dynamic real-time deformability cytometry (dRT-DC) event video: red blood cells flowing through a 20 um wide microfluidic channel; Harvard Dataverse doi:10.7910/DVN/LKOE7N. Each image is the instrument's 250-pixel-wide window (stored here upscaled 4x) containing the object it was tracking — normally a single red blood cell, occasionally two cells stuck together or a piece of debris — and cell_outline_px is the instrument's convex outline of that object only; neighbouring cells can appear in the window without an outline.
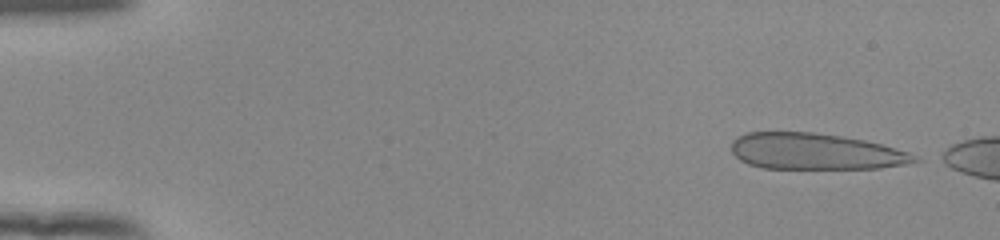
{"species": "human", "species_latin": "Homo sapiens", "temperature_condition": "room temperature", "stored_images_in_passage": 48, "camera_frame_rate_fps": 3000, "um_per_image_px": 0.085, "donor": {"sex": "female"}, "frame": {"image": 1, "passage_image": 1, "time_ms": 0.0, "image_size_px": [1000, 240], "cell_outline_px": [[924, 160], [904, 164], [880, 168], [760, 168], [748, 164], [740, 160], [732, 152], [732, 140], [748, 132], [812, 132], [840, 136], [864, 140], [880, 144], [908, 152], [920, 156]], "centroid_in_image_um": [69.32, 12.88], "position_along_channel_um": 15.7, "area_um2": 38.55}}
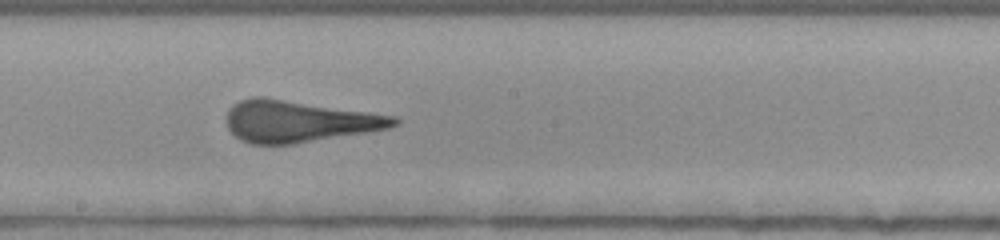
{"frame": {"image": 2, "passage_image": 27, "time_ms": 8.667, "image_size_px": [1000, 240], "cell_outline_px": [[400, 124], [388, 128], [368, 132], [292, 144], [252, 144], [240, 140], [228, 128], [228, 108], [232, 104], [240, 100], [252, 96], [260, 96], [396, 116], [400, 120]], "centroid_in_image_um": [25.39, 10.31], "position_along_channel_um": 222.8, "area_um2": 40.46}}
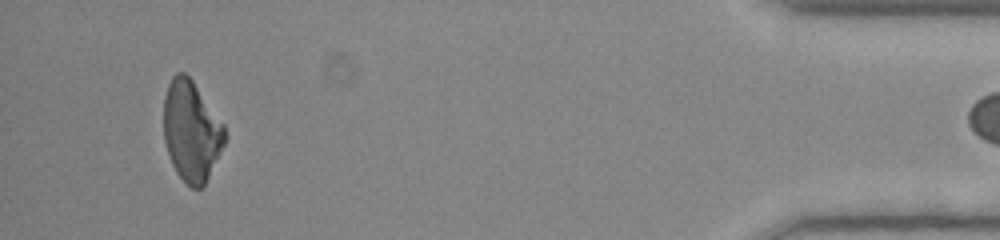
{"frame": {"image": 3, "passage_image": 47, "time_ms": 15.333, "image_size_px": [1000, 240], "cell_outline_px": [[228, 136], [204, 184], [200, 188], [192, 188], [176, 172], [168, 156], [164, 140], [164, 96], [168, 84], [172, 76], [176, 72], [184, 72], [192, 80], [224, 124]], "centroid_in_image_um": [16.26, 11.11], "position_along_channel_um": 418.9, "area_um2": 35.6}}